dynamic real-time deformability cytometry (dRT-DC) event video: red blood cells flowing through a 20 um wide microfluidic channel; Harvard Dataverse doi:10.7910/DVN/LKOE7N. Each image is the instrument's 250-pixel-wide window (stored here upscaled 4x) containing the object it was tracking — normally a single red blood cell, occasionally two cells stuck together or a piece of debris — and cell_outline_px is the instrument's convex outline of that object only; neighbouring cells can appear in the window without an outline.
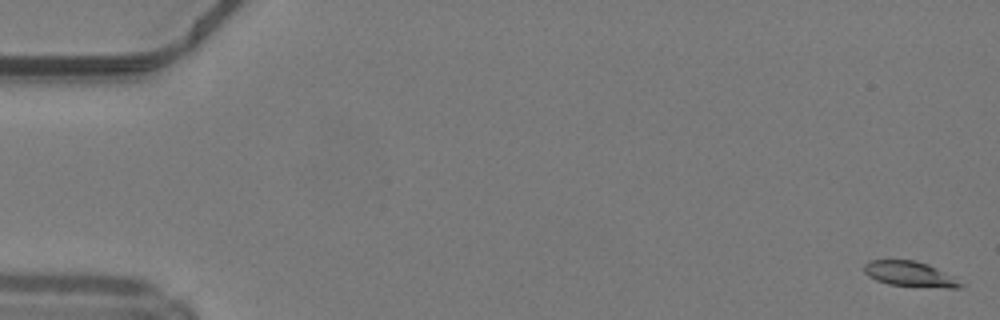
{"species": "common noctule bat (a hibernating species)", "species_latin": "Nyctalus noctula", "temperature_condition": "warm", "stored_images_in_passage": 50, "camera_frame_rate_fps": 3000, "um_per_image_px": 0.085, "animal": {"sex": "male", "body_mass_g": 19.2, "forearm_length_mm": 51.8}, "frame": {"image": 1, "passage_image": 1, "time_ms": 0.0, "image_size_px": [1000, 320], "cell_outline_px": [[964, 284], [960, 288], [944, 288], [888, 284], [876, 280], [868, 276], [864, 272], [864, 264], [872, 260], [916, 260], [928, 264], [952, 276]], "centroid_in_image_um": [77.34, 23.29], "position_along_channel_um": 7.7, "area_um2": 14.1}}
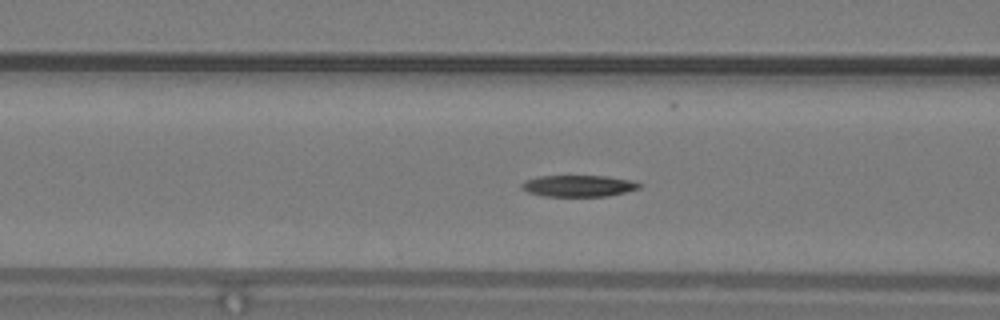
{"frame": {"image": 2, "passage_image": 20, "time_ms": 6.333, "image_size_px": [1000, 320], "cell_outline_px": [[640, 188], [608, 196], [544, 196], [528, 192], [520, 184], [528, 180], [540, 176], [608, 176], [628, 180], [640, 184]], "centroid_in_image_um": [49.18, 15.8], "position_along_channel_um": 117.4, "area_um2": 14.39}}
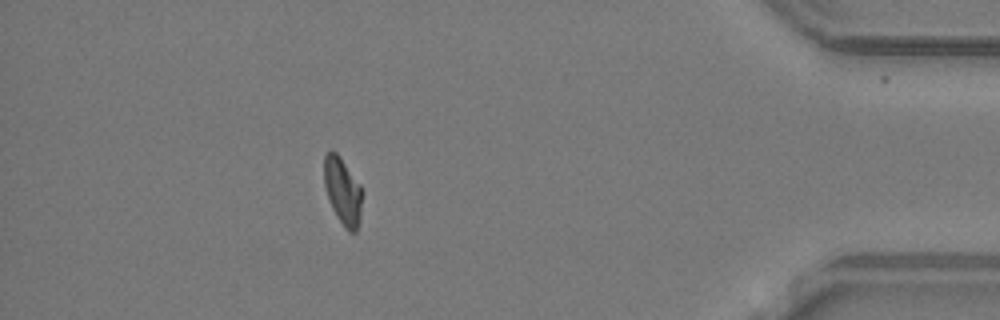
{"frame": {"image": 3, "passage_image": 44, "time_ms": 14.333, "image_size_px": [1000, 320], "cell_outline_px": [[360, 216], [356, 232], [348, 232], [344, 228], [336, 216], [332, 208], [324, 184], [324, 156], [332, 148], [340, 156], [360, 184]], "centroid_in_image_um": [29.1, 16.23], "position_along_channel_um": 406.1, "area_um2": 14.68}, "authors_computed_cell_mechanics": {"area_um2": 15.2303, "velocity_mm_per_s": 4.2269, "shape_relaxation_time_tau1_ms": 5.0319, "shape_relaxation_time_tau2_ms": 4.404, "deformation_change_tau1": 0.1835, "deformation_change_tau2": 0.1102}}